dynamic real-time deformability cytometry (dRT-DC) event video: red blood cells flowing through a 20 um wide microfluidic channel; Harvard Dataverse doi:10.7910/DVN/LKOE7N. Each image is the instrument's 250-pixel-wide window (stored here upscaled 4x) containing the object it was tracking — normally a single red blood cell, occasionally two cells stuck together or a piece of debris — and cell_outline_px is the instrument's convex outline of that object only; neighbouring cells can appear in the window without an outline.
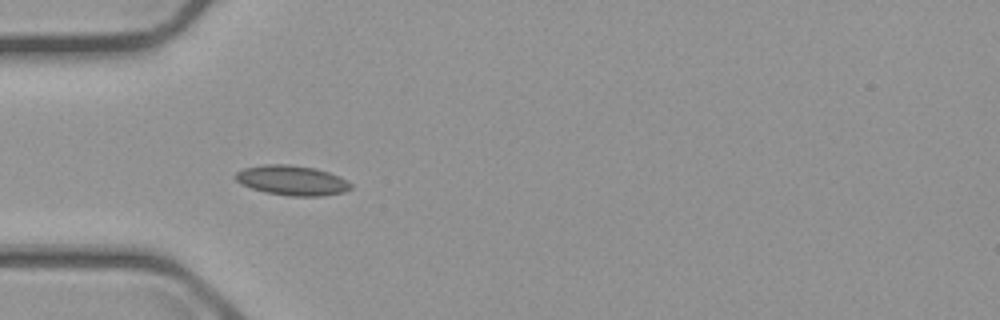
{"species": "common noctule bat (a hibernating species)", "species_latin": "Nyctalus noctula", "temperature_condition": "cold", "stored_images_in_passage": 6, "camera_frame_rate_fps": 3000, "um_per_image_px": 0.085, "animal": {"sex": "male", "body_mass_g": 23.1, "forearm_length_mm": 52.7}, "frame": {"image": 1, "passage_image": 5, "time_ms": 5.667, "image_size_px": [1000, 320], "cell_outline_px": [[352, 188], [344, 192], [324, 196], [288, 196], [264, 192], [240, 184], [232, 176], [236, 172], [244, 168], [264, 164], [288, 164], [312, 168], [328, 172], [352, 184]], "centroid_in_image_um": [24.76, 15.34], "position_along_channel_um": 60.2, "area_um2": 20.06}}
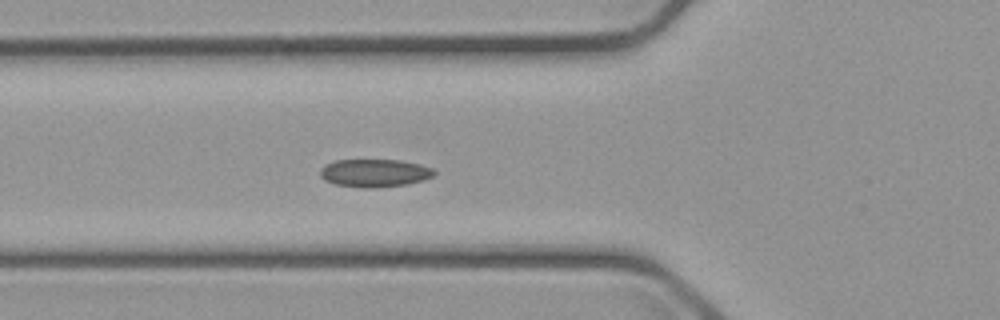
{"frame": {"image": 2, "passage_image": 6, "time_ms": 6.667, "image_size_px": [1000, 320], "cell_outline_px": [[436, 172], [432, 176], [424, 180], [408, 184], [372, 188], [360, 188], [336, 184], [324, 180], [320, 176], [320, 168], [324, 164], [336, 160], [400, 160], [420, 164], [432, 168]], "centroid_in_image_um": [31.82, 14.7], "position_along_channel_um": 94.0, "area_um2": 18.67}}